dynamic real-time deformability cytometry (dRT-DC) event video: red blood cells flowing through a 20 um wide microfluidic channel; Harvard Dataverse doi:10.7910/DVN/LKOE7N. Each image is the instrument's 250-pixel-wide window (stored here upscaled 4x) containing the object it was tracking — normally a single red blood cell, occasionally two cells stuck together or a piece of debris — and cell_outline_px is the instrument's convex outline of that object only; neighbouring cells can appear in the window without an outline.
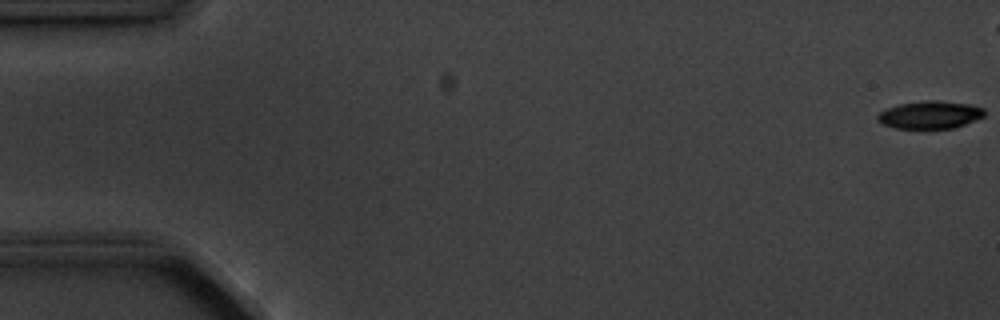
{"species": "common noctule bat (a hibernating species)", "species_latin": "Nyctalus noctula", "temperature_condition": "cold", "stored_images_in_passage": 9, "camera_frame_rate_fps": 3000, "um_per_image_px": 0.085, "animal": {"sex": "male", "body_mass_g": 20.1, "forearm_length_mm": 53.5}, "frame": {"image": 1, "passage_image": 1, "time_ms": 0.0, "image_size_px": [1000, 320], "cell_outline_px": [[984, 116], [964, 124], [952, 128], [896, 128], [884, 124], [876, 120], [876, 116], [880, 112], [888, 108], [900, 104], [928, 100], [936, 100], [968, 104], [984, 108]], "centroid_in_image_um": [79.03, 9.75], "position_along_channel_um": 6.0, "area_um2": 16.94}}